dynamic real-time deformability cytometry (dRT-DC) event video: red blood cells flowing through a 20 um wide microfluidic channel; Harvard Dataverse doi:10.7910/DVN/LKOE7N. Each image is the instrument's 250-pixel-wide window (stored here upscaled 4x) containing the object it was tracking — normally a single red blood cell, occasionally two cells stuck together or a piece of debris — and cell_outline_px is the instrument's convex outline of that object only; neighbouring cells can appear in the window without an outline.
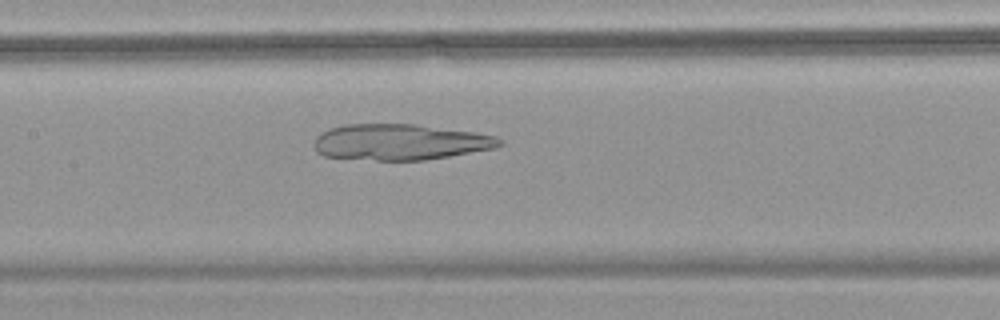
{"species": "common noctule bat (a hibernating species)", "species_latin": "Nyctalus noctula", "temperature_condition": "warm", "stored_images_in_passage": 56, "camera_frame_rate_fps": 3000, "um_per_image_px": 0.085, "animal": {"sex": "female", "body_mass_g": 18.4}, "frame": {"image": 1, "passage_image": 28, "time_ms": 9.0, "image_size_px": [1000, 320], "cell_outline_px": [[504, 144], [496, 148], [424, 160], [376, 160], [324, 156], [316, 152], [312, 140], [320, 132], [344, 124], [416, 124], [472, 132], [496, 136], [504, 140]], "centroid_in_image_um": [33.99, 12.07], "position_along_channel_um": 173.4, "area_um2": 38.96}}
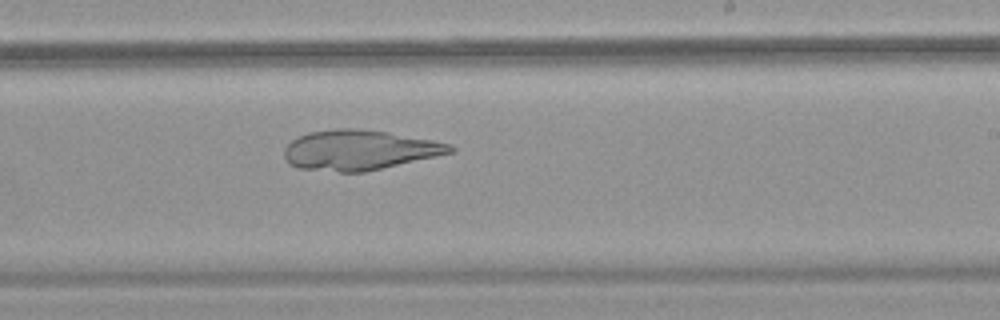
{"frame": {"image": 2, "passage_image": 35, "time_ms": 11.333, "image_size_px": [1000, 320], "cell_outline_px": [[456, 152], [364, 172], [340, 172], [296, 168], [288, 164], [284, 156], [284, 148], [296, 136], [308, 132], [336, 128], [352, 128], [388, 132], [432, 140], [452, 144], [456, 148]], "centroid_in_image_um": [30.53, 12.75], "position_along_channel_um": 258.5, "area_um2": 38.96}}
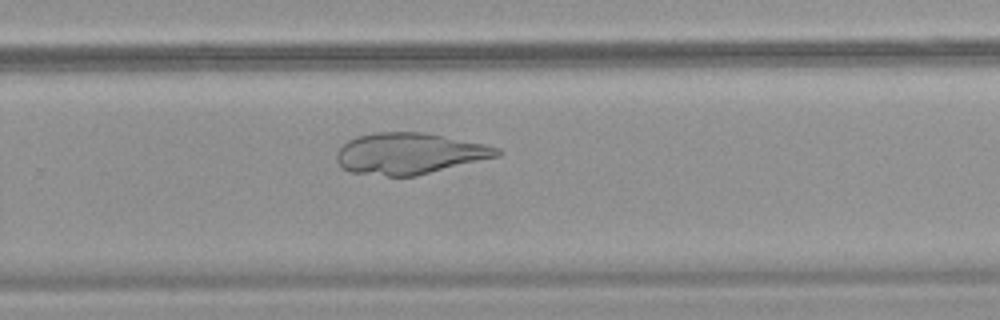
{"frame": {"image": 3, "passage_image": 38, "time_ms": 12.333, "image_size_px": [1000, 320], "cell_outline_px": [[504, 152], [500, 156], [416, 176], [388, 176], [352, 172], [344, 168], [336, 160], [336, 152], [348, 140], [356, 136], [376, 132], [424, 132], [484, 144], [500, 148]], "centroid_in_image_um": [34.83, 13.05], "position_along_channel_um": 295.0, "area_um2": 38.55}}